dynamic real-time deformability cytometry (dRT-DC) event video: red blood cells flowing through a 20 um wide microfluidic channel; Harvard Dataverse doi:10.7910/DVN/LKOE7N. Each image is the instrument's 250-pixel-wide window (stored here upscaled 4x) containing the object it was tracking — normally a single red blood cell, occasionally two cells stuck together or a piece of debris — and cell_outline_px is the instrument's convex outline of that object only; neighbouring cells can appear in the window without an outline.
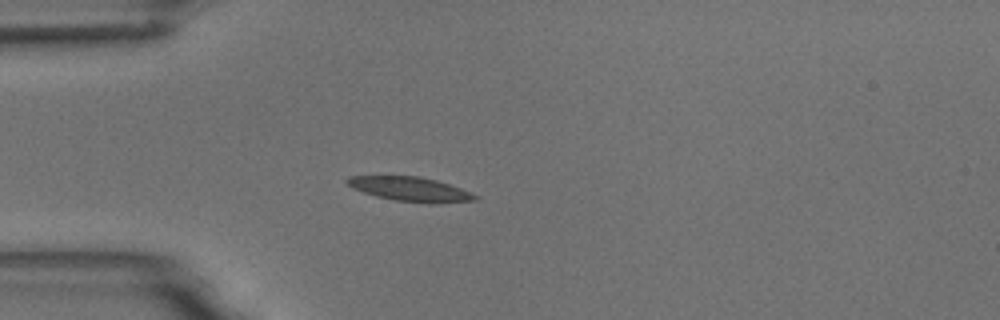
{"species": "common noctule bat (a hibernating species)", "species_latin": "Nyctalus noctula", "temperature_condition": "room temperature", "stored_images_in_passage": 4, "camera_frame_rate_fps": 3000, "um_per_image_px": 0.085, "animal": {"sex": "male", "body_mass_g": 18.8}, "frame": {"image": 1, "passage_image": 4, "time_ms": 3.333, "image_size_px": [1000, 320], "cell_outline_px": [[480, 196], [476, 200], [428, 204], [396, 200], [376, 196], [352, 188], [344, 180], [348, 176], [420, 176], [436, 180], [460, 188]], "centroid_in_image_um": [34.87, 16.07], "position_along_channel_um": 50.1, "area_um2": 18.09}}